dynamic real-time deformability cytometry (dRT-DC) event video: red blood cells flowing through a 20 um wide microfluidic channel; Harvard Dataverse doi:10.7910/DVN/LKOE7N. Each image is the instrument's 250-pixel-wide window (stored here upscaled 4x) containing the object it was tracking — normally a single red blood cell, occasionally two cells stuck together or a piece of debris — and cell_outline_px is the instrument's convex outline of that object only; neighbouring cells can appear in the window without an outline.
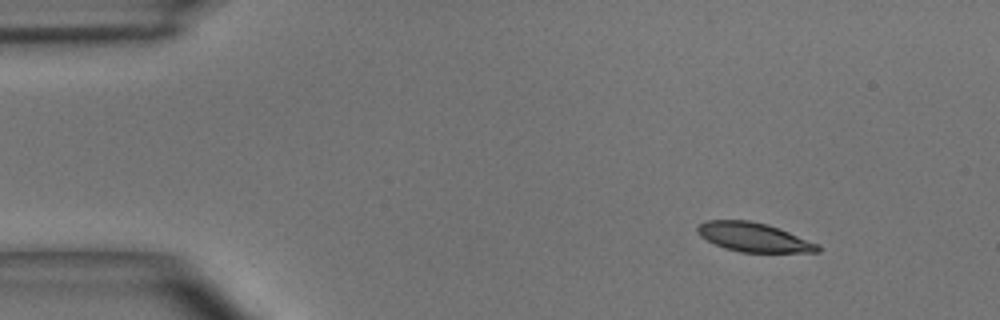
{"species": "common noctule bat (a hibernating species)", "species_latin": "Nyctalus noctula", "temperature_condition": "room temperature", "stored_images_in_passage": 45, "camera_frame_rate_fps": 3000, "um_per_image_px": 0.085, "animal": {"sex": "male", "body_mass_g": 15.6}, "frame": {"image": 1, "passage_image": 1, "time_ms": 0.0, "image_size_px": [1000, 320], "cell_outline_px": [[820, 252], [740, 252], [724, 248], [700, 236], [696, 232], [696, 228], [700, 224], [708, 220], [748, 220], [768, 224], [780, 228], [820, 244]], "centroid_in_image_um": [64.1, 20.16], "position_along_channel_um": 20.9, "area_um2": 20.46}}
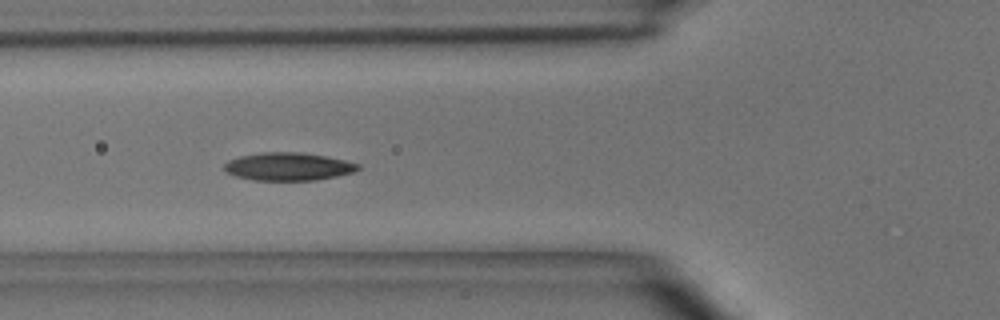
{"frame": {"image": 2, "passage_image": 13, "time_ms": 4.0, "image_size_px": [1000, 320], "cell_outline_px": [[360, 168], [352, 172], [336, 176], [316, 180], [252, 180], [236, 176], [228, 172], [224, 168], [224, 164], [228, 160], [240, 156], [264, 152], [300, 152], [324, 156], [344, 160], [360, 164]], "centroid_in_image_um": [24.49, 14.15], "position_along_channel_um": 101.3, "area_um2": 21.56}}
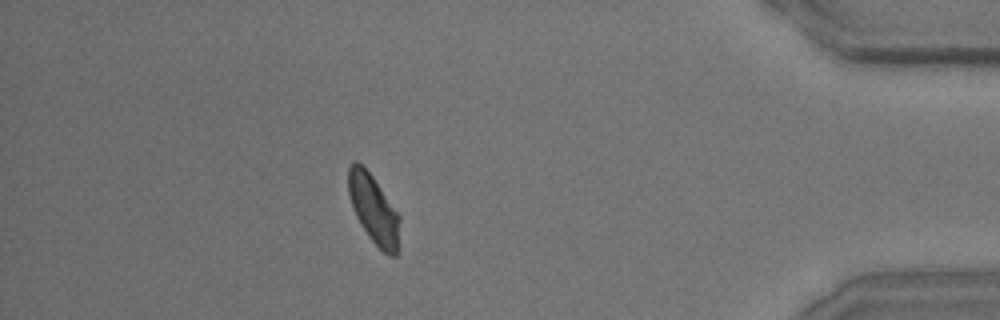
{"frame": {"image": 3, "passage_image": 39, "time_ms": 12.667, "image_size_px": [1000, 320], "cell_outline_px": [[400, 220], [396, 256], [388, 256], [368, 236], [356, 216], [348, 192], [348, 168], [356, 160], [372, 176], [400, 216]], "centroid_in_image_um": [31.76, 17.8], "position_along_channel_um": 403.4, "area_um2": 20.06}, "authors_computed_cell_mechanics": {"area_um2": 20.9236, "velocity_mm_per_s": 4.0103, "shape_relaxation_time_tau1_ms": 3.5834, "shape_relaxation_time_tau2_ms": 3.8736, "deformation_change_tau1": 0.1066, "deformation_change_tau2": 0.0858}}